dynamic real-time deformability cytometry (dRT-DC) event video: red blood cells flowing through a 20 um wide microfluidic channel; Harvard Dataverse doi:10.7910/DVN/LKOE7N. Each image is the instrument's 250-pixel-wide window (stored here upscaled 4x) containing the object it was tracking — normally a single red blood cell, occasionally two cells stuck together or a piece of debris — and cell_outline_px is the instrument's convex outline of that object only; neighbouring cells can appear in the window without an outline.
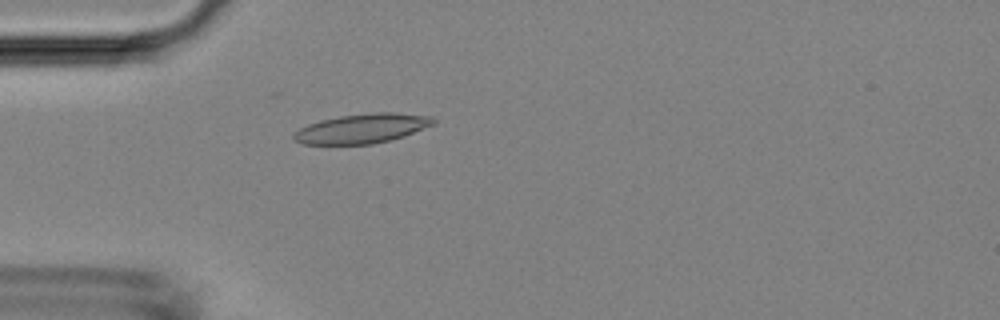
{"species": "Egyptian fruit bat (a non-hibernating species)", "species_latin": "Rousettus aegyptiacus", "temperature_condition": "room temperature", "stored_images_in_passage": 5, "camera_frame_rate_fps": 3000, "um_per_image_px": 0.085, "animal": {"sex": "female"}, "frame": {"image": 1, "passage_image": 5, "time_ms": 4.333, "image_size_px": [1000, 320], "cell_outline_px": [[436, 124], [404, 136], [372, 144], [304, 144], [296, 140], [292, 136], [292, 132], [308, 124], [320, 120], [340, 116], [376, 112], [396, 112], [436, 116]], "centroid_in_image_um": [30.83, 10.91], "position_along_channel_um": 54.2, "area_um2": 24.16}}